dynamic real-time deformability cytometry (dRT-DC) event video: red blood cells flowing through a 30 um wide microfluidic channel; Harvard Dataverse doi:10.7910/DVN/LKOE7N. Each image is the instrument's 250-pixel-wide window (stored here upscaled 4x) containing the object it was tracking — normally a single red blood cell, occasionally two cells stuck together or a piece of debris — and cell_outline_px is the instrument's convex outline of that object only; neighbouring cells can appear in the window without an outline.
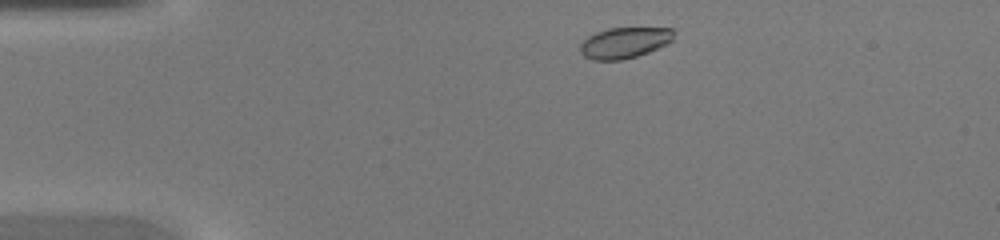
{"species": "common noctule bat (a hibernating species)", "species_latin": "Nyctalus noctula", "temperature_condition": "warm", "stored_images_in_passage": 38, "camera_frame_rate_fps": 3000, "um_per_image_px": 0.085, "animal": {"sex": "female", "body_mass_g": 20.0, "forearm_length_mm": 54.0}, "frame": {"image": 1, "passage_image": 2, "time_ms": 0.333, "image_size_px": [1000, 240], "cell_outline_px": [[676, 32], [672, 40], [668, 44], [648, 52], [636, 56], [620, 60], [592, 60], [584, 56], [580, 52], [580, 44], [588, 36], [596, 32], [608, 28], [672, 28]], "centroid_in_image_um": [53.09, 3.63], "position_along_channel_um": 31.9, "area_um2": 16.94}}
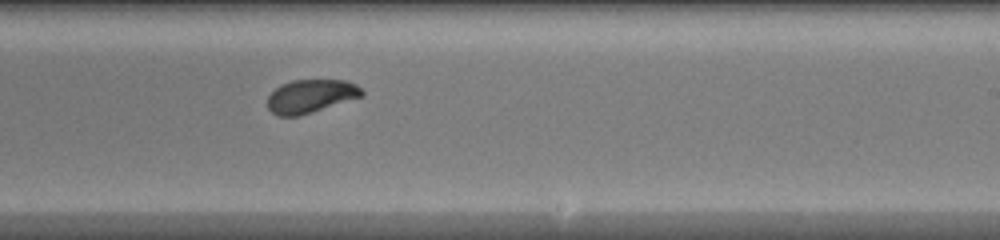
{"frame": {"image": 2, "passage_image": 21, "time_ms": 6.667, "image_size_px": [1000, 240], "cell_outline_px": [[364, 96], [300, 116], [276, 116], [268, 108], [268, 96], [280, 84], [292, 80], [344, 80], [356, 84], [364, 92]], "centroid_in_image_um": [26.41, 8.18], "position_along_channel_um": 262.6, "area_um2": 18.44}}
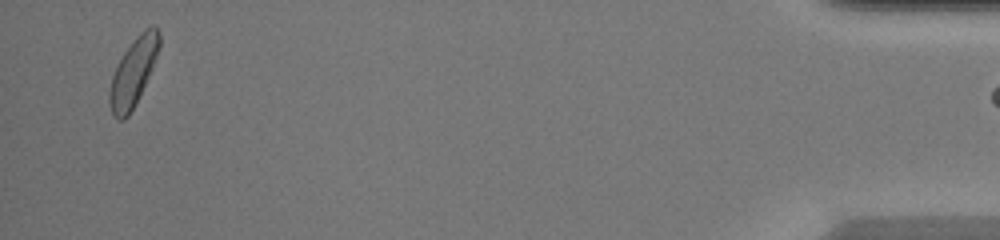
{"frame": {"image": 3, "passage_image": 37, "time_ms": 12.0, "image_size_px": [1000, 240], "cell_outline_px": [[160, 48], [152, 68], [128, 116], [124, 120], [116, 120], [112, 116], [108, 104], [108, 92], [112, 76], [116, 64], [124, 52], [140, 32], [144, 28], [152, 24], [156, 24], [160, 32]], "centroid_in_image_um": [11.31, 6.1], "position_along_channel_um": 423.9, "area_um2": 19.71}}